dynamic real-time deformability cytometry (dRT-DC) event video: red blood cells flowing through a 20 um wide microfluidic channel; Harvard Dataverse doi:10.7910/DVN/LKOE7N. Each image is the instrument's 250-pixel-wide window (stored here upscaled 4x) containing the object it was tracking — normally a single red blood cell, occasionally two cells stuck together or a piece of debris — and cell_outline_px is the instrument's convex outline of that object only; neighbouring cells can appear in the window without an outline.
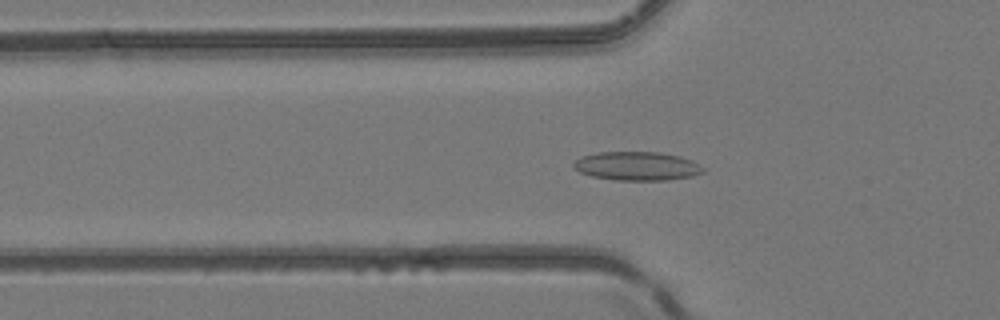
{"species": "common noctule bat (a hibernating species)", "species_latin": "Nyctalus noctula", "temperature_condition": "room temperature", "stored_images_in_passage": 47, "camera_frame_rate_fps": 3000, "um_per_image_px": 0.085, "animal": {"sex": "female", "body_mass_g": 24.6, "forearm_length_mm": 56.2}, "frame": {"image": 1, "passage_image": 14, "time_ms": 4.333, "image_size_px": [1000, 320], "cell_outline_px": [[704, 172], [692, 176], [668, 180], [616, 180], [592, 176], [580, 172], [572, 164], [576, 160], [584, 156], [600, 152], [660, 152], [680, 156], [692, 160], [704, 168]], "centroid_in_image_um": [54.18, 14.11], "position_along_channel_um": 71.6, "area_um2": 21.56}}
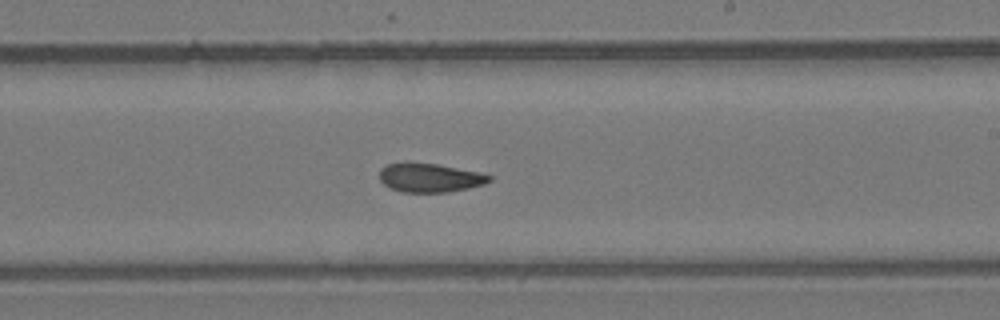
{"frame": {"image": 2, "passage_image": 27, "time_ms": 8.667, "image_size_px": [1000, 320], "cell_outline_px": [[492, 180], [484, 184], [468, 188], [448, 192], [404, 192], [392, 188], [384, 184], [380, 180], [380, 168], [388, 164], [436, 164], [476, 172], [492, 176]], "centroid_in_image_um": [36.55, 15.13], "position_along_channel_um": 252.5, "area_um2": 17.86}}
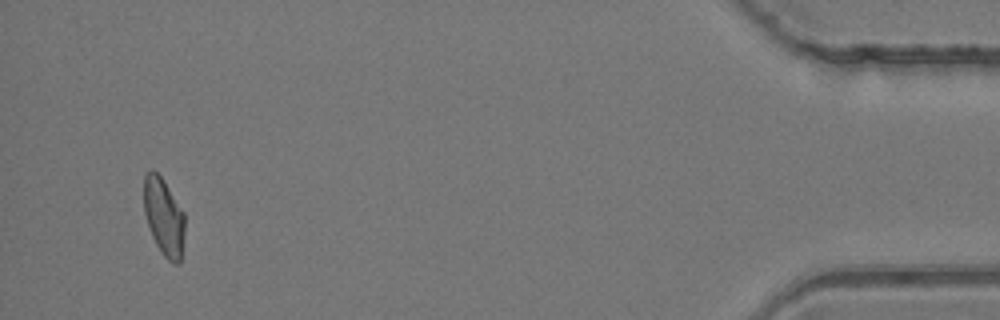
{"frame": {"image": 3, "passage_image": 45, "time_ms": 14.667, "image_size_px": [1000, 320], "cell_outline_px": [[184, 232], [180, 264], [172, 264], [164, 256], [156, 244], [152, 236], [144, 212], [144, 172], [152, 168], [160, 176], [184, 212]], "centroid_in_image_um": [13.91, 18.43], "position_along_channel_um": 421.3, "area_um2": 18.38}, "authors_computed_cell_mechanics": {"area_um2": 19.3052, "velocity_mm_per_s": 4.1554, "shape_relaxation_time_tau1_ms": null, "shape_relaxation_time_tau2_ms": 5.1463, "deformation_change_tau1": null, "deformation_change_tau2": 0.0961}}